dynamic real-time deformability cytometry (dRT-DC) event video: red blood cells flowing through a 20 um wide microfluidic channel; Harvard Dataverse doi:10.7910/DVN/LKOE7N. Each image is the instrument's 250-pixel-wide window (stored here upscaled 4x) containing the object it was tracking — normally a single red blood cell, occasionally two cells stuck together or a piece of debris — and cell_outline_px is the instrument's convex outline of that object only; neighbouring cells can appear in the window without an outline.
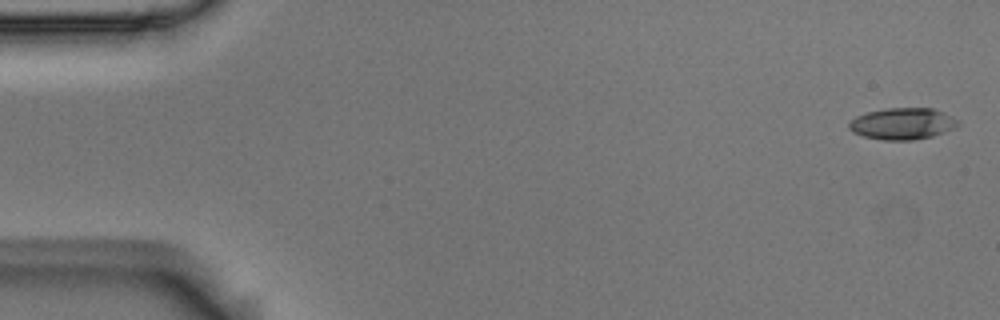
{"species": "Egyptian fruit bat (a non-hibernating species)", "species_latin": "Rousettus aegyptiacus", "temperature_condition": "room temperature", "stored_images_in_passage": 5, "camera_frame_rate_fps": 3000, "um_per_image_px": 0.085, "animal": {"sex": "male"}, "frame": {"image": 1, "passage_image": 1, "time_ms": 0.0, "image_size_px": [1000, 320], "cell_outline_px": [[960, 124], [956, 128], [932, 136], [912, 140], [884, 140], [864, 136], [852, 132], [848, 128], [848, 124], [856, 116], [868, 112], [888, 108], [932, 108], [944, 112], [952, 116]], "centroid_in_image_um": [76.72, 10.51], "position_along_channel_um": 8.3, "area_um2": 20.0}}
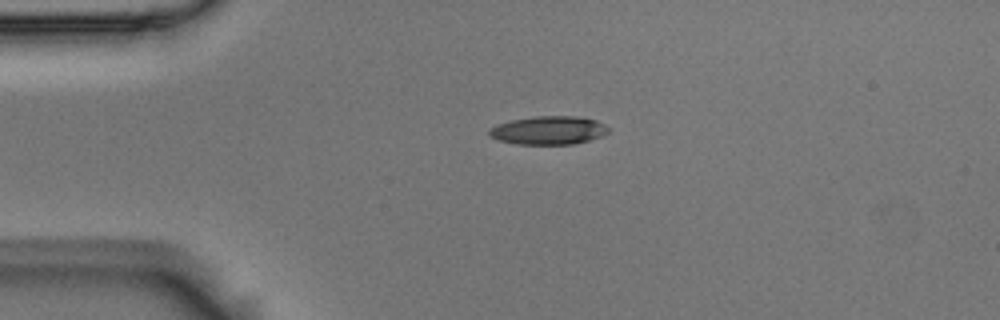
{"frame": {"image": 2, "passage_image": 4, "time_ms": 1.0, "image_size_px": [1000, 320], "cell_outline_px": [[608, 132], [600, 136], [588, 140], [572, 144], [516, 144], [500, 140], [488, 136], [488, 132], [496, 124], [512, 120], [536, 116], [580, 116], [596, 120], [604, 124], [608, 128]], "centroid_in_image_um": [46.62, 11.07], "position_along_channel_um": 38.4, "area_um2": 19.59}}